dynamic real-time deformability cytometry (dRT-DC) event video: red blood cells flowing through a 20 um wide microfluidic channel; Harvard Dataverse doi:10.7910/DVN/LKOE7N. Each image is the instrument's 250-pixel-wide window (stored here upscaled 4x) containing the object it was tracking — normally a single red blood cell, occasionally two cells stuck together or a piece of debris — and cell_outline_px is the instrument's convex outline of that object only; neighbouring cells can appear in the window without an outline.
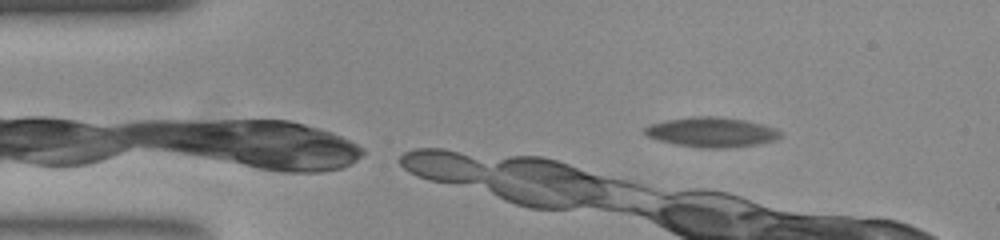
{"species": "common noctule bat (a hibernating species)", "species_latin": "Nyctalus noctula", "temperature_condition": "room temperature", "stored_images_in_passage": 6, "camera_frame_rate_fps": 3000, "um_per_image_px": 0.085, "animal": {"sex": "female", "body_mass_g": 23.0, "forearm_length_mm": 53.4}, "frame": {"image": 1, "passage_image": 1, "time_ms": 0.0, "image_size_px": [1000, 240], "cell_outline_px": [[784, 132], [776, 140], [756, 144], [724, 148], [700, 148], [676, 144], [656, 140], [648, 136], [644, 132], [644, 128], [652, 124], [668, 120], [692, 116], [716, 116], [744, 120], [776, 128]], "centroid_in_image_um": [60.5, 11.24], "position_along_channel_um": 24.5, "area_um2": 23.47}}